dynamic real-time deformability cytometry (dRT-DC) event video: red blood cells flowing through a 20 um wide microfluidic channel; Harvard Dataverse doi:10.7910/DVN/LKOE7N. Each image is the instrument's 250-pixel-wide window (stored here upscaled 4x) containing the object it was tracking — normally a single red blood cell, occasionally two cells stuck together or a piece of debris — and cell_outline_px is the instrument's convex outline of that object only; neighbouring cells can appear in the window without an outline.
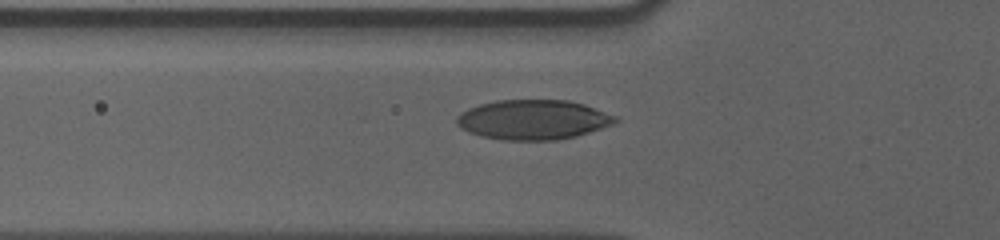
{"species": "human", "species_latin": "Homo sapiens", "temperature_condition": "cold", "stored_images_in_passage": 44, "camera_frame_rate_fps": 3000, "um_per_image_px": 0.085, "donor": {"sex": "male"}, "frame": {"image": 1, "passage_image": 9, "time_ms": 2.667, "image_size_px": [1000, 240], "cell_outline_px": [[620, 120], [612, 124], [576, 136], [556, 140], [500, 140], [480, 136], [468, 132], [460, 128], [456, 124], [456, 116], [460, 112], [468, 108], [480, 104], [496, 100], [568, 100], [584, 104], [616, 116]], "centroid_in_image_um": [45.26, 10.17], "position_along_channel_um": 80.5, "area_um2": 36.88}}
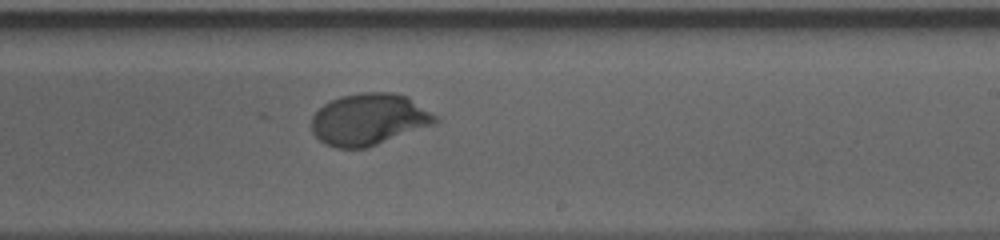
{"frame": {"image": 2, "passage_image": 24, "time_ms": 7.667, "image_size_px": [1000, 240], "cell_outline_px": [[440, 120], [436, 124], [368, 148], [336, 148], [324, 144], [312, 132], [312, 116], [324, 104], [340, 96], [360, 92], [392, 92], [404, 96], [440, 116]], "centroid_in_image_um": [31.39, 10.16], "position_along_channel_um": 257.6, "area_um2": 37.51}}
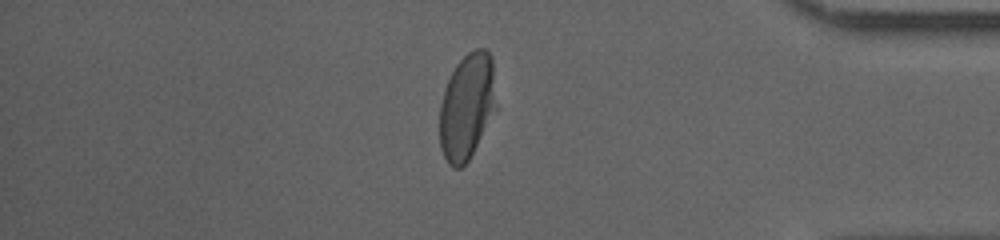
{"frame": {"image": 3, "passage_image": 38, "time_ms": 12.333, "image_size_px": [1000, 240], "cell_outline_px": [[496, 108], [468, 160], [460, 168], [452, 168], [448, 164], [440, 148], [440, 104], [444, 88], [456, 64], [468, 52], [476, 48], [484, 48], [492, 56], [496, 104]], "centroid_in_image_um": [39.67, 9.03], "position_along_channel_um": 395.5, "area_um2": 34.74}, "authors_computed_cell_mechanics": {"area_um2": 36.4718, "velocity_mm_per_s": 3.5381, "shape_relaxation_time_tau1_ms": 3.1775, "shape_relaxation_time_tau2_ms": null, "deformation_change_tau1": 0.1575, "deformation_change_tau2": null}}